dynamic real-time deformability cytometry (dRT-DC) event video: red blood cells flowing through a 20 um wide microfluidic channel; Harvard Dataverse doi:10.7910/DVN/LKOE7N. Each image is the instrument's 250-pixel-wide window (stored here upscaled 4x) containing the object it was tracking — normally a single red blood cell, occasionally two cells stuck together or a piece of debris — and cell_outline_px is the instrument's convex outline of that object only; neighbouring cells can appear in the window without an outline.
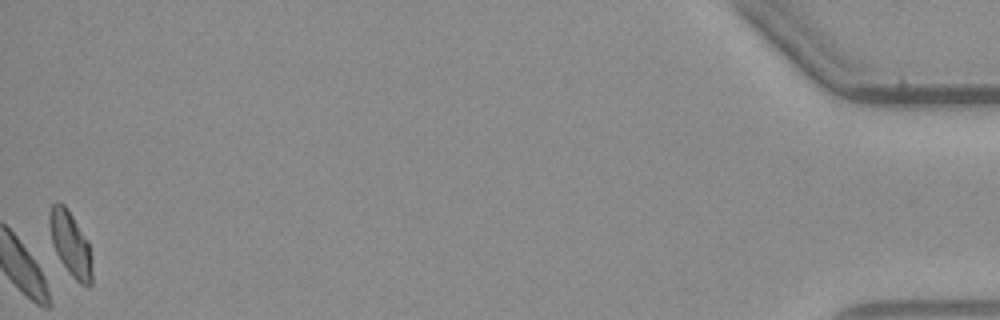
{"species": "common noctule bat (a hibernating species)", "species_latin": "Nyctalus noctula", "temperature_condition": "warm", "stored_images_in_passage": 35, "camera_frame_rate_fps": 3000, "um_per_image_px": 0.085, "animal": {"sex": "male", "body_mass_g": 23.1, "forearm_length_mm": 52.7}, "frame": {"image": 1, "passage_image": 34, "time_ms": 11.0, "image_size_px": [1000, 320], "cell_outline_px": [[92, 284], [80, 284], [68, 272], [60, 260], [52, 244], [48, 224], [48, 212], [52, 204], [56, 200], [64, 204], [68, 208], [88, 240], [92, 256]], "centroid_in_image_um": [5.98, 20.67], "position_along_channel_um": 429.2, "area_um2": 16.42}}